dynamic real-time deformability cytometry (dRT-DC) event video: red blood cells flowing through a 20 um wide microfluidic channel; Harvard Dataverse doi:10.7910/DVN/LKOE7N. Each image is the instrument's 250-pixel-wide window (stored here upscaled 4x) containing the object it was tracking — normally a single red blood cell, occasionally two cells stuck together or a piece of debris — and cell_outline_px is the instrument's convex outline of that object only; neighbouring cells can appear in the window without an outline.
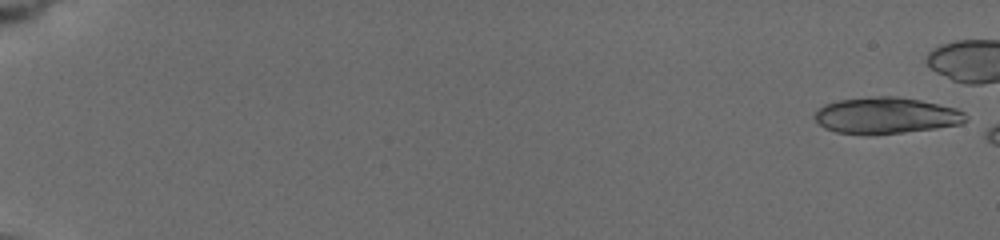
{"species": "common noctule bat (a hibernating species)", "species_latin": "Nyctalus noctula", "temperature_condition": "cold", "stored_images_in_passage": 4, "camera_frame_rate_fps": 3000, "um_per_image_px": 0.085, "animal": {"sex": "female", "body_mass_g": 19.5, "forearm_length_mm": 54.1}, "frame": {"image": 1, "passage_image": 1, "time_ms": 0.0, "image_size_px": [1000, 240], "cell_outline_px": [[968, 120], [960, 124], [936, 128], [904, 132], [868, 136], [864, 136], [836, 132], [824, 128], [816, 120], [816, 112], [824, 104], [840, 100], [880, 96], [892, 96], [920, 100], [956, 108], [964, 112], [968, 116]], "centroid_in_image_um": [75.33, 9.84], "position_along_channel_um": 9.7, "area_um2": 32.08}}